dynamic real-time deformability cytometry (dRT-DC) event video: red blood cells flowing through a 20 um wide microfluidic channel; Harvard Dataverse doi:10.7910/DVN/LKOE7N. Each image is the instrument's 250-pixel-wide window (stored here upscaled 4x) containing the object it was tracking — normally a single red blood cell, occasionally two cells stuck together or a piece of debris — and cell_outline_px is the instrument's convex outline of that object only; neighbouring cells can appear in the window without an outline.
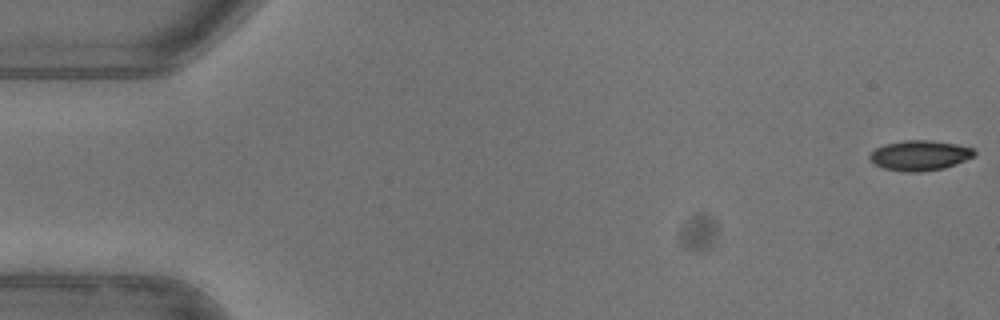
{"species": "common noctule bat (a hibernating species)", "species_latin": "Nyctalus noctula", "temperature_condition": "warm", "stored_images_in_passage": 15, "camera_frame_rate_fps": 3000, "um_per_image_px": 0.085, "animal": {"sex": "female"}, "frame": {"image": 1, "passage_image": 1, "time_ms": 0.0, "image_size_px": [1000, 320], "cell_outline_px": [[976, 156], [956, 164], [944, 168], [920, 172], [904, 172], [884, 168], [876, 164], [868, 156], [876, 148], [884, 144], [904, 140], [932, 140], [956, 144], [972, 148], [976, 152]], "centroid_in_image_um": [78.21, 13.21], "position_along_channel_um": 6.8, "area_um2": 18.38}}